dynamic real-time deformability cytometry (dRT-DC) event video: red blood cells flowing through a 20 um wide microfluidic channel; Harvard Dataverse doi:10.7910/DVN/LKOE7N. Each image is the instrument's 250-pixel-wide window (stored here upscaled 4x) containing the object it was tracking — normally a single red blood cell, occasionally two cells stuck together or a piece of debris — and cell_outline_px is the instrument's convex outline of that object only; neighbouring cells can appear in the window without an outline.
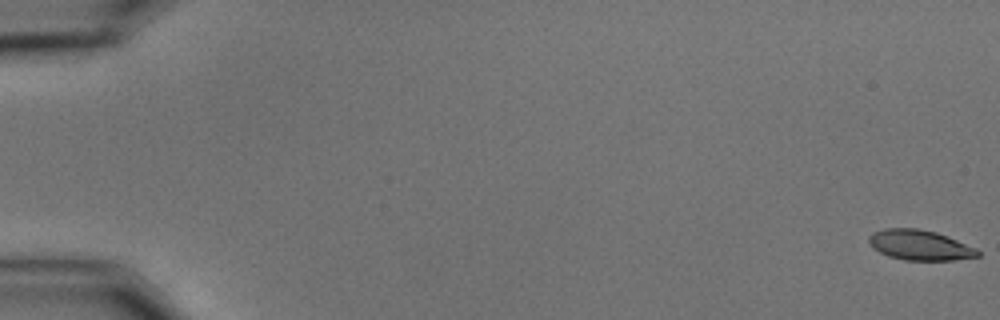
{"species": "common noctule bat (a hibernating species)", "species_latin": "Nyctalus noctula", "temperature_condition": "cold", "stored_images_in_passage": 59, "camera_frame_rate_fps": 3000, "um_per_image_px": 0.085, "animal": {"sex": "male", "body_mass_g": 15.6}, "frame": {"image": 1, "passage_image": 1, "time_ms": 0.0, "image_size_px": [1000, 320], "cell_outline_px": [[980, 256], [952, 260], [904, 260], [888, 256], [872, 248], [868, 240], [868, 236], [872, 232], [884, 228], [920, 228], [936, 232], [976, 248], [980, 252]], "centroid_in_image_um": [78.14, 20.83], "position_along_channel_um": 6.9, "area_um2": 19.19}}
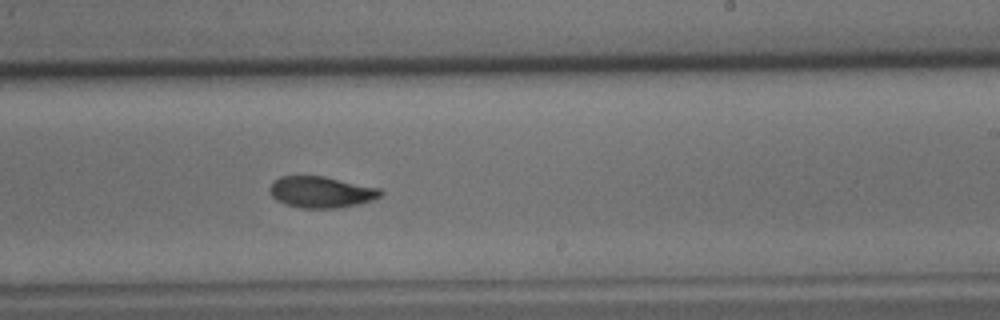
{"frame": {"image": 2, "passage_image": 37, "time_ms": 12.0, "image_size_px": [1000, 320], "cell_outline_px": [[384, 192], [376, 200], [360, 204], [336, 208], [300, 208], [284, 204], [276, 200], [268, 192], [268, 188], [280, 176], [324, 176], [380, 188]], "centroid_in_image_um": [27.32, 16.33], "position_along_channel_um": 261.7, "area_um2": 20.46}}
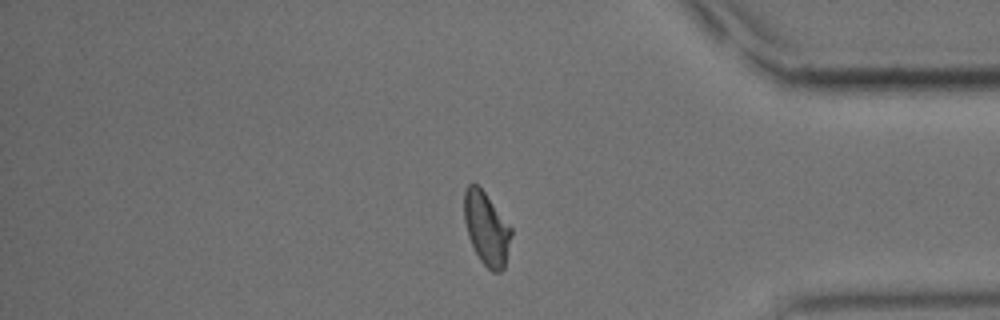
{"frame": {"image": 3, "passage_image": 50, "time_ms": 16.333, "image_size_px": [1000, 320], "cell_outline_px": [[512, 232], [504, 268], [500, 272], [492, 272], [480, 260], [468, 236], [464, 220], [464, 192], [468, 184], [476, 184], [484, 192], [512, 228]], "centroid_in_image_um": [41.34, 19.43], "position_along_channel_um": 393.9, "area_um2": 19.71}, "authors_computed_cell_mechanics": {"area_um2": 20.4612, "velocity_mm_per_s": 3.5102, "shape_relaxation_time_tau1_ms": 3.9287, "shape_relaxation_time_tau2_ms": 6.064, "deformation_change_tau1": 0.1321, "deformation_change_tau2": 0.0941}}